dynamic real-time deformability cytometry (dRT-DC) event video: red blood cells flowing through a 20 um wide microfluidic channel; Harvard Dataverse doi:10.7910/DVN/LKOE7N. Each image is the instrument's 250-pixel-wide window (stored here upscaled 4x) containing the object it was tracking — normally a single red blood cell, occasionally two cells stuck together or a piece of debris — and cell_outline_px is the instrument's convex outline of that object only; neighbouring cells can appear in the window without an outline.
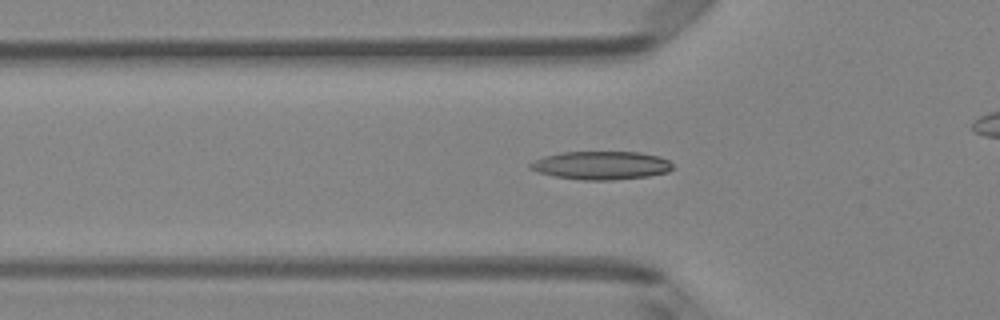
{"species": "Egyptian fruit bat (a non-hibernating species)", "species_latin": "Rousettus aegyptiacus", "temperature_condition": "room temperature", "stored_images_in_passage": 41, "camera_frame_rate_fps": 3000, "um_per_image_px": 0.085, "animal": {"sex": "female"}, "frame": {"image": 1, "passage_image": 17, "time_ms": 5.333, "image_size_px": [1000, 320], "cell_outline_px": [[676, 168], [668, 172], [648, 176], [612, 180], [584, 180], [552, 176], [536, 172], [528, 168], [528, 164], [532, 160], [544, 156], [560, 152], [640, 152], [660, 156], [668, 160]], "centroid_in_image_um": [51.07, 14.05], "position_along_channel_um": 74.7, "area_um2": 23.87}}
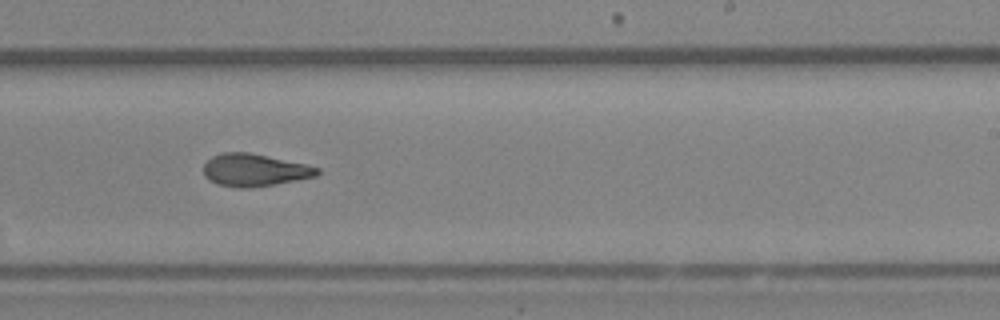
{"frame": {"image": 2, "passage_image": 31, "time_ms": 10.0, "image_size_px": [1000, 320], "cell_outline_px": [[320, 172], [316, 176], [276, 184], [248, 188], [236, 188], [220, 184], [208, 180], [204, 176], [204, 164], [212, 156], [224, 152], [248, 152], [304, 164], [320, 168]], "centroid_in_image_um": [21.61, 14.46], "position_along_channel_um": 267.4, "area_um2": 21.33}}
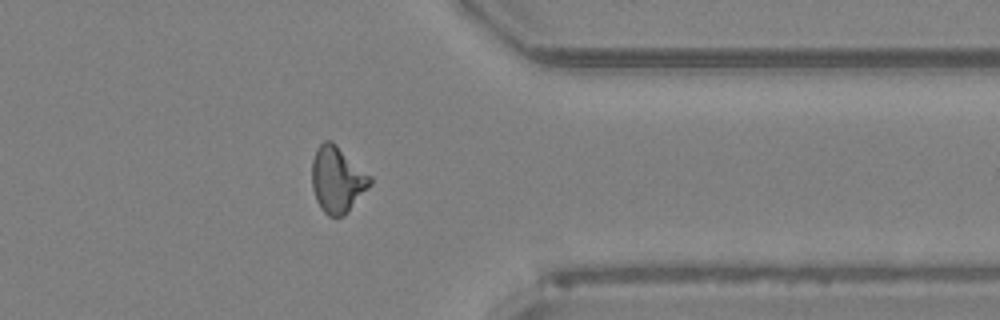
{"frame": {"image": 3, "passage_image": 40, "time_ms": 13.0, "image_size_px": [1000, 320], "cell_outline_px": [[372, 184], [348, 212], [344, 216], [328, 216], [320, 208], [316, 200], [312, 188], [312, 160], [316, 148], [324, 140], [332, 140], [372, 176]], "centroid_in_image_um": [28.68, 15.25], "position_along_channel_um": 382.7, "area_um2": 22.72}}